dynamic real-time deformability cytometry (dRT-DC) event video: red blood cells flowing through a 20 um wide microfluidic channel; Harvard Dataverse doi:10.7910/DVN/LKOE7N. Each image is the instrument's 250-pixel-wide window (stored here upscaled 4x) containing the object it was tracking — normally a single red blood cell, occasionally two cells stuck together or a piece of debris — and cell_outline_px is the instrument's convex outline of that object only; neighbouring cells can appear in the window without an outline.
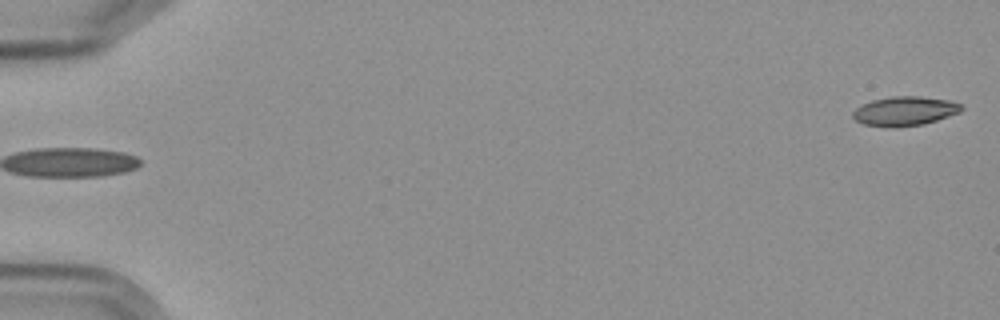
{"species": "Egyptian fruit bat (a non-hibernating species)", "species_latin": "Rousettus aegyptiacus", "temperature_condition": "cold", "stored_images_in_passage": 6, "segment_of_instrument_passage": [2, 2], "camera_frame_rate_fps": 3000, "um_per_image_px": 0.085, "frame": {"image": 1, "passage_image": 6, "time_ms": 6.0, "image_size_px": [1000, 320], "cell_outline_px": [[964, 108], [960, 112], [924, 124], [892, 128], [864, 124], [856, 120], [852, 116], [852, 112], [856, 108], [872, 100], [892, 96], [920, 96], [948, 100], [960, 104]], "centroid_in_image_um": [76.89, 9.44], "position_along_channel_um": 8.1, "area_um2": 18.44}}